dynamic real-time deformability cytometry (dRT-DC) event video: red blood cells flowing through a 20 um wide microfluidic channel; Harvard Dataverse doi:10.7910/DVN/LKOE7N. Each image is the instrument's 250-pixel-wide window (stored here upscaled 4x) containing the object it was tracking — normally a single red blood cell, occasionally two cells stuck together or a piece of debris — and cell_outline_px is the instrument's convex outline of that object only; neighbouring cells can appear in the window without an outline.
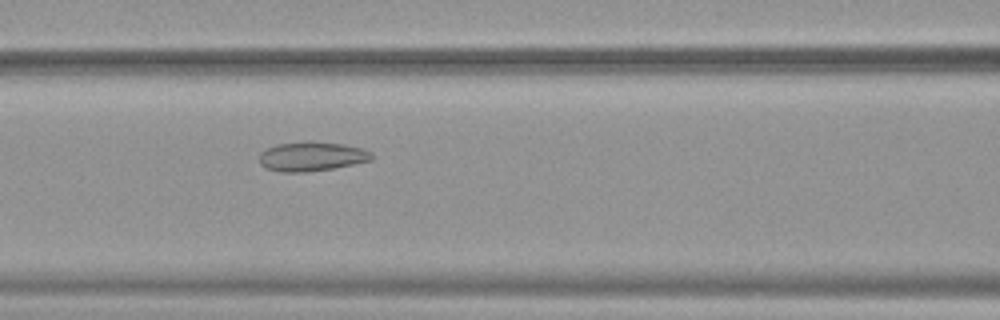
{"species": "common noctule bat (a hibernating species)", "species_latin": "Nyctalus noctula", "temperature_condition": "warm", "stored_images_in_passage": 43, "camera_frame_rate_fps": 3000, "um_per_image_px": 0.085, "animal": {"sex": "female", "body_mass_g": 19.9}, "frame": {"image": 1, "passage_image": 14, "time_ms": 4.333, "image_size_px": [1000, 320], "cell_outline_px": [[376, 156], [372, 160], [332, 168], [304, 172], [280, 172], [264, 168], [260, 164], [260, 152], [276, 144], [308, 140], [312, 140], [344, 144], [364, 148], [372, 152]], "centroid_in_image_um": [26.51, 13.27], "position_along_channel_um": 140.1, "area_um2": 19.59}}
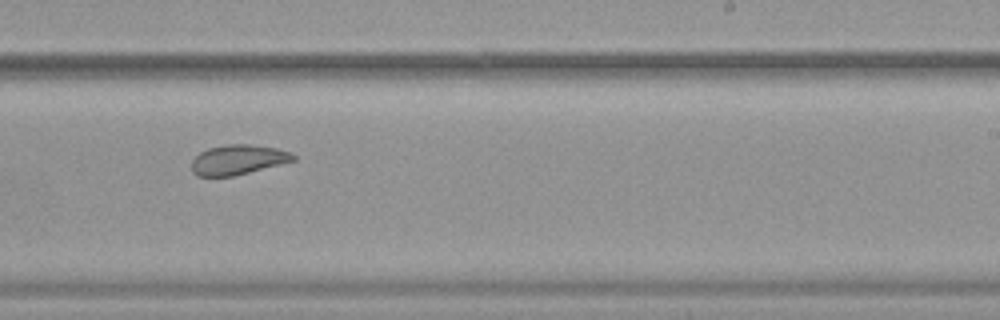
{"frame": {"image": 2, "passage_image": 24, "time_ms": 7.667, "image_size_px": [1000, 320], "cell_outline_px": [[296, 160], [232, 176], [196, 176], [192, 172], [192, 160], [200, 152], [208, 148], [228, 144], [248, 144], [276, 148], [292, 152], [296, 156]], "centroid_in_image_um": [20.23, 13.57], "position_along_channel_um": 268.8, "area_um2": 17.57}}
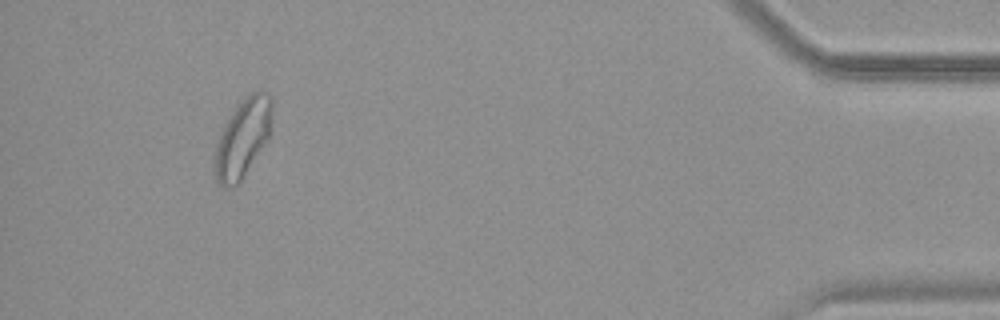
{"frame": {"image": 3, "passage_image": 40, "time_ms": 13.0, "image_size_px": [1000, 320], "cell_outline_px": [[272, 112], [268, 136], [244, 176], [236, 188], [224, 188], [216, 180], [212, 168], [212, 160], [216, 140], [232, 108], [248, 92], [268, 92], [272, 96]], "centroid_in_image_um": [20.55, 11.74], "position_along_channel_um": 414.6, "area_um2": 26.88}, "authors_computed_cell_mechanics": {"area_um2": 21.3282, "velocity_mm_per_s": 3.8786, "shape_relaxation_time_tau1_ms": null, "shape_relaxation_time_tau2_ms": 2.0636, "deformation_change_tau1": null, "deformation_change_tau2": 0.0873}}